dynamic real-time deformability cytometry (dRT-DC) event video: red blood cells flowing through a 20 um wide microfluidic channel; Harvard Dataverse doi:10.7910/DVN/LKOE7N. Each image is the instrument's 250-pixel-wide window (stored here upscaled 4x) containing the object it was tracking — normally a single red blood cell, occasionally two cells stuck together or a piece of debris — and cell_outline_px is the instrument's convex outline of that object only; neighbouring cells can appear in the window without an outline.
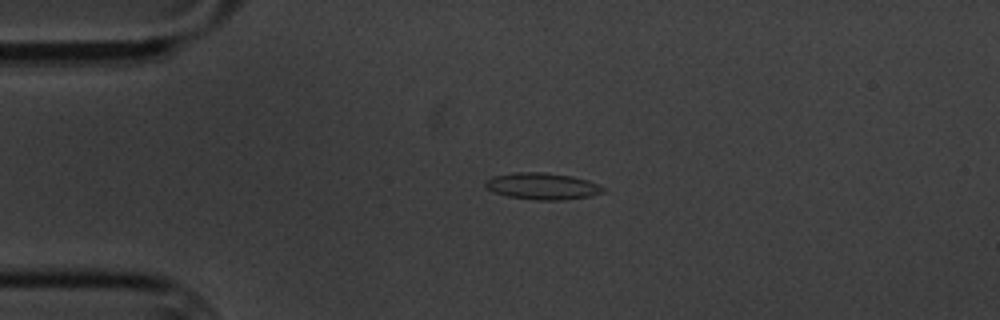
{"species": "common noctule bat (a hibernating species)", "species_latin": "Nyctalus noctula", "temperature_condition": "cold", "stored_images_in_passage": 4, "camera_frame_rate_fps": 3000, "um_per_image_px": 0.085, "animal": {"sex": "male", "body_mass_g": 20.1, "forearm_length_mm": 53.5}, "frame": {"image": 1, "passage_image": 2, "time_ms": 1.0, "image_size_px": [1000, 320], "cell_outline_px": [[604, 192], [592, 196], [564, 200], [536, 200], [508, 196], [496, 192], [488, 188], [484, 184], [484, 180], [492, 176], [516, 172], [544, 172], [572, 176], [588, 180], [604, 188]], "centroid_in_image_um": [46.1, 15.82], "position_along_channel_um": 38.9, "area_um2": 18.26}}
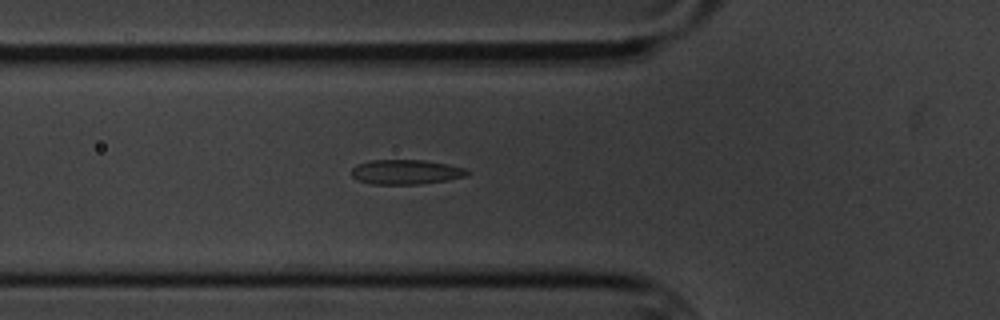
{"frame": {"image": 2, "passage_image": 4, "time_ms": 3.333, "image_size_px": [1000, 320], "cell_outline_px": [[472, 172], [464, 176], [448, 180], [420, 184], [372, 184], [356, 180], [352, 176], [352, 168], [356, 164], [372, 160], [424, 160], [448, 164], [464, 168]], "centroid_in_image_um": [34.49, 14.62], "position_along_channel_um": 91.3, "area_um2": 16.7}}